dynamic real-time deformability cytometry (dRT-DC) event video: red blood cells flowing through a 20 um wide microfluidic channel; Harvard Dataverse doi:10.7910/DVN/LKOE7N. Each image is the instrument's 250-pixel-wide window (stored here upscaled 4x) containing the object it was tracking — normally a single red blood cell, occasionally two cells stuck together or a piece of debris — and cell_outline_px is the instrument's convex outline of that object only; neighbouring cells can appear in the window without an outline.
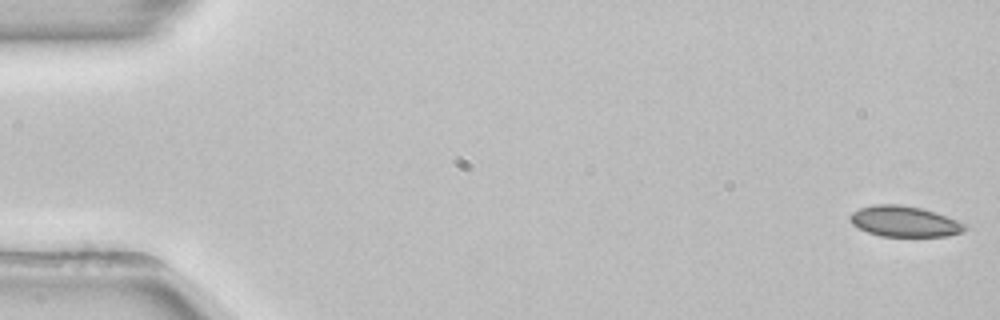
{"species": "common noctule bat (a hibernating species)", "species_latin": "Nyctalus noctula", "temperature_condition": "room temperature", "stored_images_in_passage": 53, "camera_frame_rate_fps": 3000, "um_per_image_px": 0.085, "animal": {"sex": "female", "body_mass_g": 22.7, "forearm_length_mm": 54.2}, "frame": {"image": 1, "passage_image": 1, "time_ms": 0.0, "image_size_px": [1000, 320], "cell_outline_px": [[968, 228], [964, 232], [944, 236], [880, 236], [868, 232], [852, 224], [848, 216], [852, 212], [860, 208], [876, 204], [900, 204], [920, 208], [968, 224]], "centroid_in_image_um": [76.87, 18.82], "position_along_channel_um": 8.1, "area_um2": 20.4}}
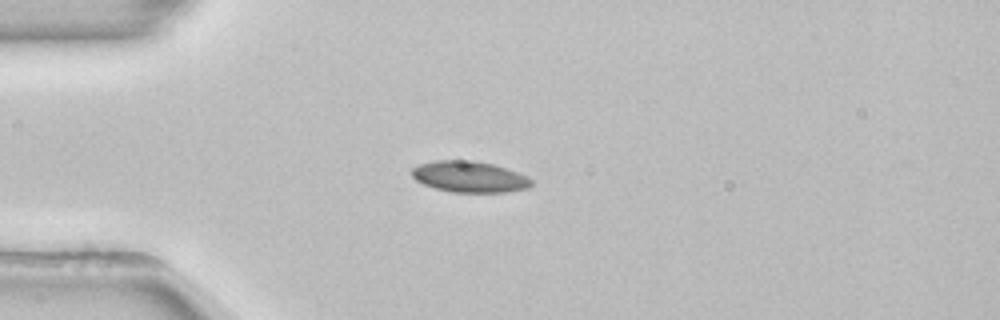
{"frame": {"image": 2, "passage_image": 14, "time_ms": 4.333, "image_size_px": [1000, 320], "cell_outline_px": [[532, 184], [528, 188], [508, 192], [452, 192], [436, 188], [424, 184], [416, 180], [412, 176], [412, 168], [420, 164], [436, 160], [472, 160], [492, 164], [528, 176], [532, 180]], "centroid_in_image_um": [39.91, 15.02], "position_along_channel_um": 45.1, "area_um2": 21.56}}
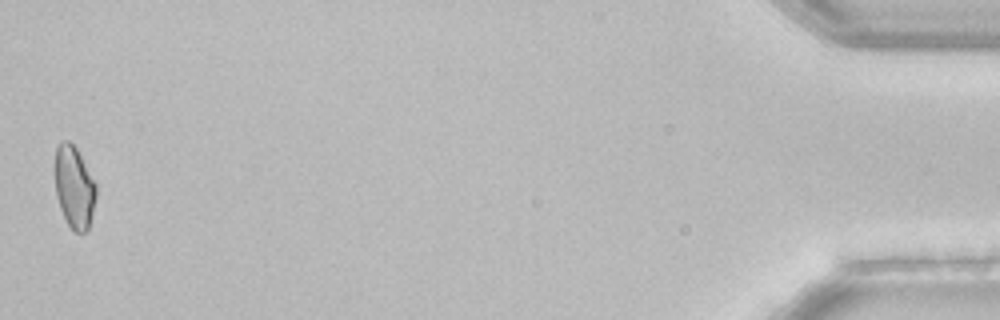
{"frame": {"image": 3, "passage_image": 53, "time_ms": 17.333, "image_size_px": [1000, 320], "cell_outline_px": [[96, 196], [88, 228], [84, 232], [76, 232], [68, 224], [60, 208], [56, 196], [56, 144], [60, 140], [68, 140], [76, 148], [96, 184]], "centroid_in_image_um": [6.3, 15.88], "position_along_channel_um": 428.9, "area_um2": 19.31}, "authors_computed_cell_mechanics": {"area_um2": 20.7502, "velocity_mm_per_s": 3.8558, "shape_relaxation_time_tau1_ms": null, "shape_relaxation_time_tau2_ms": 7.2899, "deformation_change_tau1": null, "deformation_change_tau2": 0.1022}}